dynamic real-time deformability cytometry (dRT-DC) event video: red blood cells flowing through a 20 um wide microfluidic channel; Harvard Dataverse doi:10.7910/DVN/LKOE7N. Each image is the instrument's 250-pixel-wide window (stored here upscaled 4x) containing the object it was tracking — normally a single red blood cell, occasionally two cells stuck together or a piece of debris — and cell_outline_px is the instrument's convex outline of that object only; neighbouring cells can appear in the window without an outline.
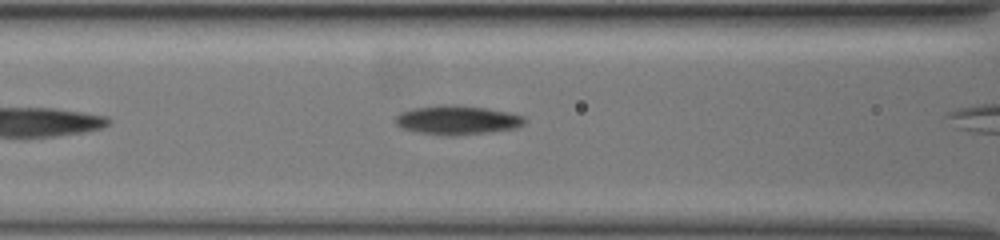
{"species": "common noctule bat (a hibernating species)", "species_latin": "Nyctalus noctula", "temperature_condition": "warm", "stored_images_in_passage": 9, "camera_frame_rate_fps": 3000, "um_per_image_px": 0.085, "animal": {"sex": "female", "body_mass_g": 19.5, "forearm_length_mm": 54.1}, "frame": {"image": 1, "passage_image": 8, "time_ms": 2.333, "image_size_px": [1000, 240], "cell_outline_px": [[524, 124], [516, 128], [488, 132], [452, 136], [448, 136], [416, 132], [400, 128], [396, 124], [396, 116], [400, 112], [412, 108], [440, 104], [452, 104], [484, 108], [508, 112], [524, 116]], "centroid_in_image_um": [38.81, 10.2], "position_along_channel_um": 127.8, "area_um2": 21.96}}